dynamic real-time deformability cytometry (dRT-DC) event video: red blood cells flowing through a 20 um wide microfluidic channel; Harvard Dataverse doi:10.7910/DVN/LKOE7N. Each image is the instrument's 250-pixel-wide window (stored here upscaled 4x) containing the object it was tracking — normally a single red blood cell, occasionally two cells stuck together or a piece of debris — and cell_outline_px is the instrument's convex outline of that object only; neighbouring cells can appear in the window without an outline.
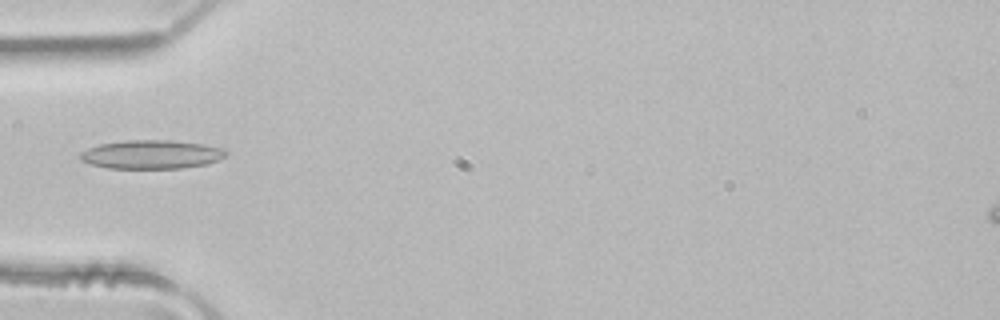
{"species": "common noctule bat (a hibernating species)", "species_latin": "Nyctalus noctula", "temperature_condition": "room temperature", "stored_images_in_passage": 4, "camera_frame_rate_fps": 3000, "um_per_image_px": 0.085, "animal": {"sex": "male", "body_mass_g": 21.5, "forearm_length_mm": 52.0}, "frame": {"image": 1, "passage_image": 4, "time_ms": 1.0, "image_size_px": [1000, 320], "cell_outline_px": [[228, 152], [220, 160], [204, 164], [184, 168], [108, 168], [92, 164], [80, 160], [80, 152], [88, 148], [100, 144], [124, 140], [172, 140], [204, 144], [220, 148]], "centroid_in_image_um": [12.86, 13.12], "position_along_channel_um": 72.1, "area_um2": 24.33}}